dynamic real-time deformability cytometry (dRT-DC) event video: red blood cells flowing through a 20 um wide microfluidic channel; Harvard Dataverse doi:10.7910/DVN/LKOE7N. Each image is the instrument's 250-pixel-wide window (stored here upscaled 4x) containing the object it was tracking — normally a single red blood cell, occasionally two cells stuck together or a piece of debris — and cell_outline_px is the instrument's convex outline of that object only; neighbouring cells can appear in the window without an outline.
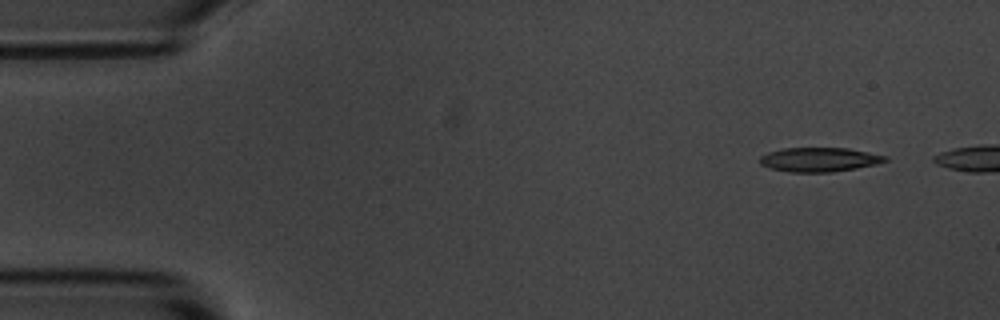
{"species": "common noctule bat (a hibernating species)", "species_latin": "Nyctalus noctula", "temperature_condition": "room temperature", "stored_images_in_passage": 12, "camera_frame_rate_fps": 3000, "um_per_image_px": 0.085, "animal": {"sex": "male", "body_mass_g": 20.1, "forearm_length_mm": 53.5}, "frame": {"image": 1, "passage_image": 1, "time_ms": 0.0, "image_size_px": [1000, 320], "cell_outline_px": [[888, 160], [876, 164], [856, 168], [832, 172], [788, 172], [768, 168], [760, 164], [760, 156], [768, 152], [784, 148], [848, 148], [888, 156]], "centroid_in_image_um": [69.62, 13.57], "position_along_channel_um": 15.4, "area_um2": 17.74}}
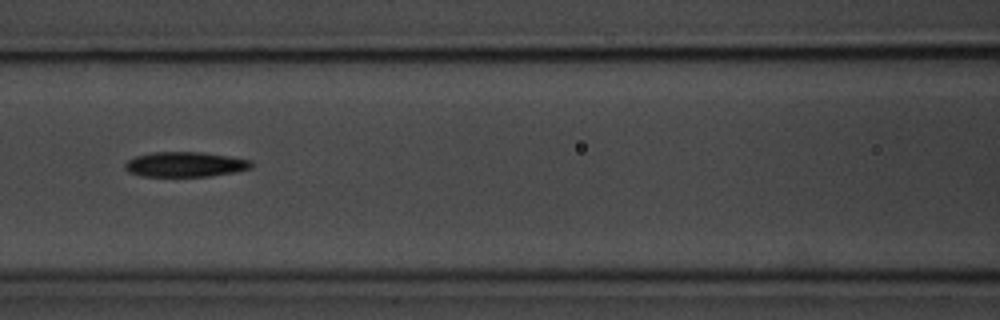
{"frame": {"image": 2, "passage_image": 6, "time_ms": 6.333, "image_size_px": [1000, 320], "cell_outline_px": [[252, 168], [232, 172], [208, 176], [140, 176], [128, 172], [124, 168], [124, 164], [128, 160], [136, 156], [152, 152], [200, 152], [228, 156], [252, 160]], "centroid_in_image_um": [15.7, 13.97], "position_along_channel_um": 150.9, "area_um2": 18.32}}
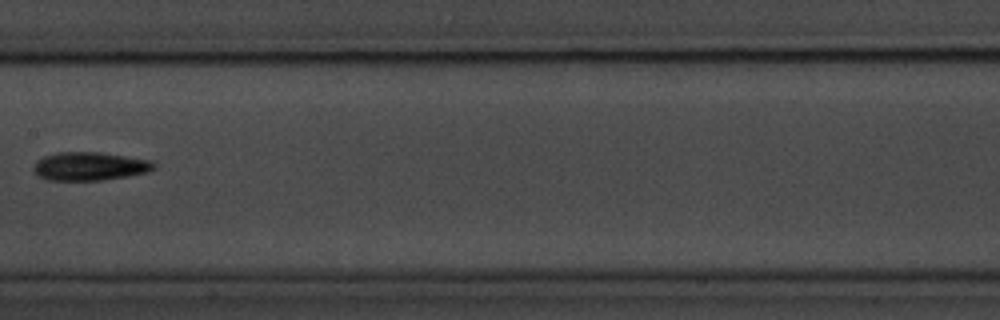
{"frame": {"image": 3, "passage_image": 7, "time_ms": 7.667, "image_size_px": [1000, 320], "cell_outline_px": [[156, 168], [148, 172], [128, 176], [100, 180], [48, 180], [40, 176], [32, 168], [36, 160], [44, 156], [56, 152], [100, 152], [152, 160], [156, 164]], "centroid_in_image_um": [7.65, 14.12], "position_along_channel_um": 199.8, "area_um2": 20.0}}